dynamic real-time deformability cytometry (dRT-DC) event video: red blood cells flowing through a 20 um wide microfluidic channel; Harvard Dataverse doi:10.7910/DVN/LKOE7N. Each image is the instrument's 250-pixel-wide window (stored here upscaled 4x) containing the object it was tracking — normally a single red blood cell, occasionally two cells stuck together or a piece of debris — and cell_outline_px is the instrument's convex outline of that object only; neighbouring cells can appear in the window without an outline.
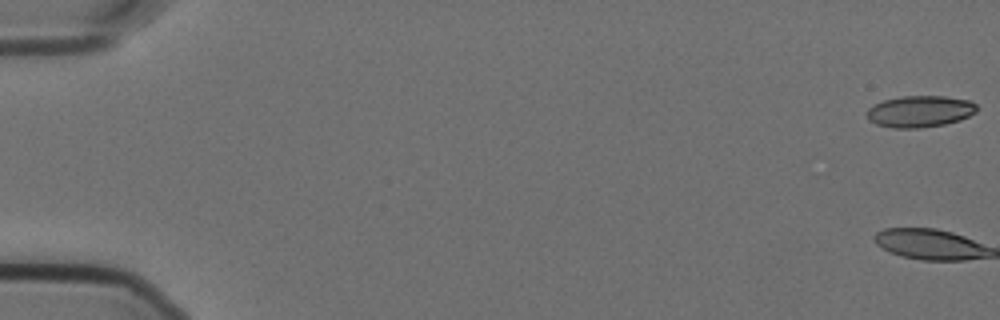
{"species": "Egyptian fruit bat (a non-hibernating species)", "species_latin": "Rousettus aegyptiacus", "temperature_condition": "cold", "stored_images_in_passage": 58, "camera_frame_rate_fps": 3000, "um_per_image_px": 0.085, "animal": {"sex": "female"}, "frame": {"image": 1, "passage_image": 1, "time_ms": 0.0, "image_size_px": [1000, 320], "cell_outline_px": [[976, 112], [960, 120], [944, 124], [920, 128], [892, 128], [876, 124], [868, 120], [868, 108], [872, 104], [884, 100], [900, 96], [944, 96], [968, 100], [976, 104]], "centroid_in_image_um": [78.16, 9.47], "position_along_channel_um": 6.8, "area_um2": 20.23}}